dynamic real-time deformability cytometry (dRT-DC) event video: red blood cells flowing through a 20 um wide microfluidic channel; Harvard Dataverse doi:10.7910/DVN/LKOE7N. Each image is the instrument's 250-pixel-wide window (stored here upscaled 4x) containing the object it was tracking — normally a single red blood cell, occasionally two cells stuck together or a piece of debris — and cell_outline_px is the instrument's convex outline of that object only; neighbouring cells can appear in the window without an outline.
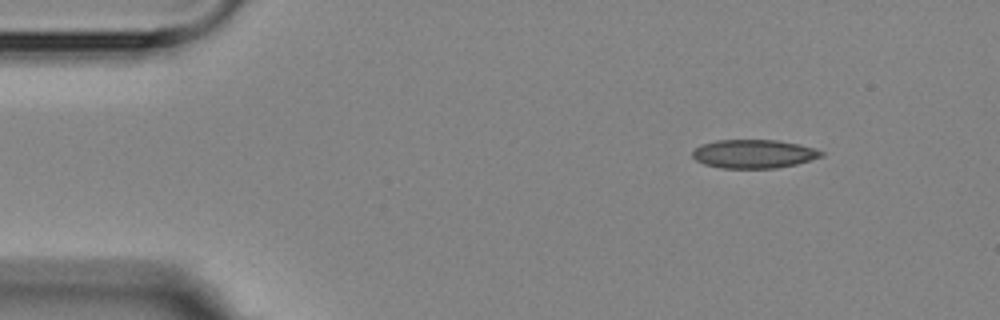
{"species": "Egyptian fruit bat (a non-hibernating species)", "species_latin": "Rousettus aegyptiacus", "temperature_condition": "room temperature", "stored_images_in_passage": 2, "camera_frame_rate_fps": 3000, "um_per_image_px": 0.085, "animal": {"sex": "female"}, "frame": {"image": 1, "passage_image": 2, "time_ms": 1.333, "image_size_px": [1000, 320], "cell_outline_px": [[824, 156], [796, 164], [776, 168], [720, 168], [704, 164], [696, 160], [692, 156], [692, 152], [700, 144], [716, 140], [776, 140], [800, 144], [816, 148], [824, 152]], "centroid_in_image_um": [64.08, 13.07], "position_along_channel_um": 20.9, "area_um2": 21.62}}